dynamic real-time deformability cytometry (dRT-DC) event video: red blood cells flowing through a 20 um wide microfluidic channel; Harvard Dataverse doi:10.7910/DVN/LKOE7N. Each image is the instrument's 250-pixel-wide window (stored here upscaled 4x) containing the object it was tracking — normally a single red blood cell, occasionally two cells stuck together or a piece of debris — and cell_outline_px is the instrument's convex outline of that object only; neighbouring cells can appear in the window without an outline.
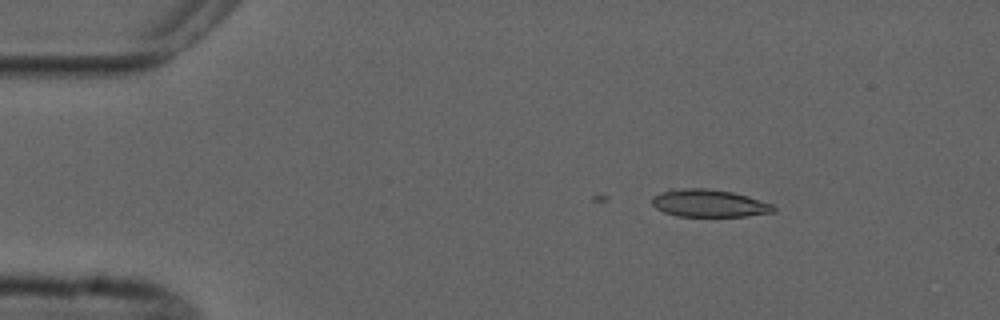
{"species": "common noctule bat (a hibernating species)", "species_latin": "Nyctalus noctula", "temperature_condition": "cold", "stored_images_in_passage": 2, "camera_frame_rate_fps": 3000, "um_per_image_px": 0.085, "animal": {"sex": "male", "forearm_length_mm": 52.5}, "frame": {"image": 1, "passage_image": 2, "time_ms": 1.0, "image_size_px": [1000, 320], "cell_outline_px": [[776, 212], [744, 216], [676, 216], [664, 212], [656, 208], [652, 204], [652, 196], [668, 188], [704, 188], [732, 192], [748, 196], [772, 204], [776, 208]], "centroid_in_image_um": [60.24, 17.27], "position_along_channel_um": 24.8, "area_um2": 19.65}}